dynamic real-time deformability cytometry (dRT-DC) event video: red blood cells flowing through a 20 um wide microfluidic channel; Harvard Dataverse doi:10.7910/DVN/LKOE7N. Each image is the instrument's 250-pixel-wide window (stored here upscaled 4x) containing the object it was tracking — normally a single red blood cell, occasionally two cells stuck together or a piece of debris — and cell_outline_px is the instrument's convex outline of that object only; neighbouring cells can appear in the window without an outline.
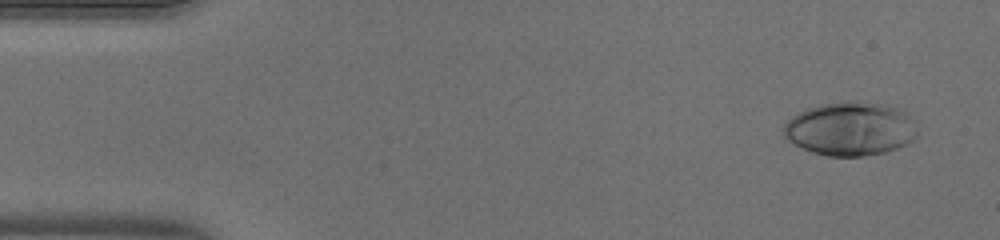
{"species": "human", "species_latin": "Homo sapiens", "temperature_condition": "warm", "stored_images_in_passage": 46, "camera_frame_rate_fps": 3000, "um_per_image_px": 0.085, "donor": {"sex": "male"}, "frame": {"image": 1, "passage_image": 3, "time_ms": 0.667, "image_size_px": [1000, 240], "cell_outline_px": [[916, 136], [912, 140], [896, 148], [884, 152], [864, 156], [828, 156], [812, 152], [788, 140], [784, 136], [784, 124], [792, 116], [808, 108], [820, 104], [848, 100], [856, 100], [880, 104], [896, 108], [904, 112], [908, 116], [916, 132]], "centroid_in_image_um": [72.23, 10.94], "position_along_channel_um": 12.8, "area_um2": 41.33}}
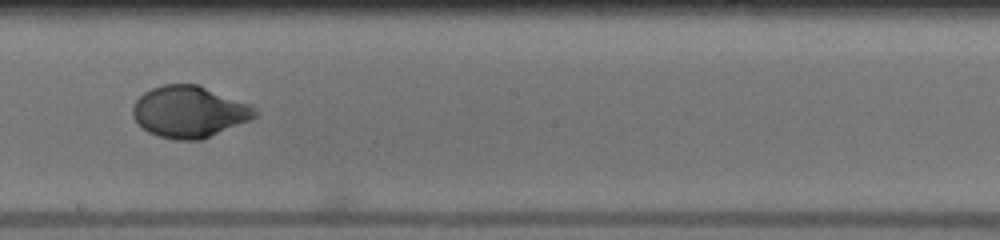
{"frame": {"image": 2, "passage_image": 26, "time_ms": 8.333, "image_size_px": [1000, 240], "cell_outline_px": [[260, 112], [256, 116], [248, 120], [200, 140], [176, 140], [160, 136], [148, 132], [132, 116], [132, 108], [136, 100], [144, 92], [152, 88], [164, 84], [196, 84], [252, 104]], "centroid_in_image_um": [16.09, 9.49], "position_along_channel_um": 232.1, "area_um2": 36.47}}
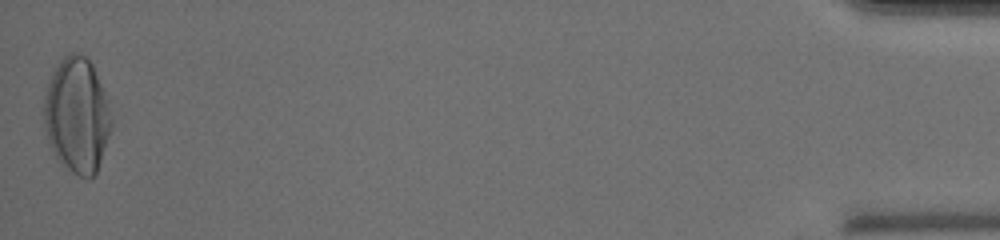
{"frame": {"image": 3, "passage_image": 46, "time_ms": 15.0, "image_size_px": [1000, 240], "cell_outline_px": [[112, 128], [96, 172], [88, 180], [64, 168], [60, 164], [48, 144], [44, 128], [44, 96], [48, 80], [52, 72], [60, 60], [68, 52], [76, 52], [88, 56], [92, 64], [100, 84], [112, 120]], "centroid_in_image_um": [6.5, 9.81], "position_along_channel_um": 428.7, "area_um2": 45.43}}